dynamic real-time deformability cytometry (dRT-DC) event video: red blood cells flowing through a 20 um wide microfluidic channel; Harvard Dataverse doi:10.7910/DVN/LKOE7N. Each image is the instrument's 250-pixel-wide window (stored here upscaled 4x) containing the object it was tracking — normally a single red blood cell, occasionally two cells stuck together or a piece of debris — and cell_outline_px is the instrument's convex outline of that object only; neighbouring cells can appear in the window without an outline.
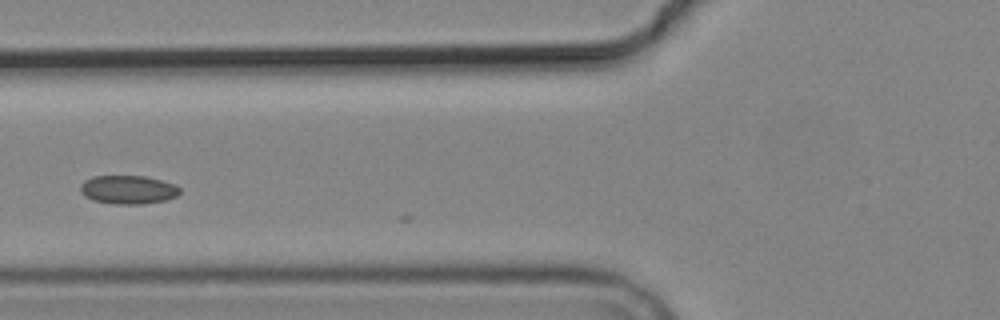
{"species": "common noctule bat (a hibernating species)", "species_latin": "Nyctalus noctula", "temperature_condition": "cold", "stored_images_in_passage": 7, "camera_frame_rate_fps": 3000, "um_per_image_px": 0.085, "animal": {"sex": "male", "body_mass_g": 19.2, "forearm_length_mm": 51.8}, "frame": {"image": 1, "passage_image": 6, "time_ms": 6.0, "image_size_px": [1000, 320], "cell_outline_px": [[180, 192], [176, 196], [164, 200], [140, 204], [112, 204], [92, 200], [84, 196], [80, 192], [80, 184], [84, 180], [92, 176], [144, 176], [176, 184], [180, 188]], "centroid_in_image_um": [10.85, 16.12], "position_along_channel_um": 115.0, "area_um2": 16.65}}
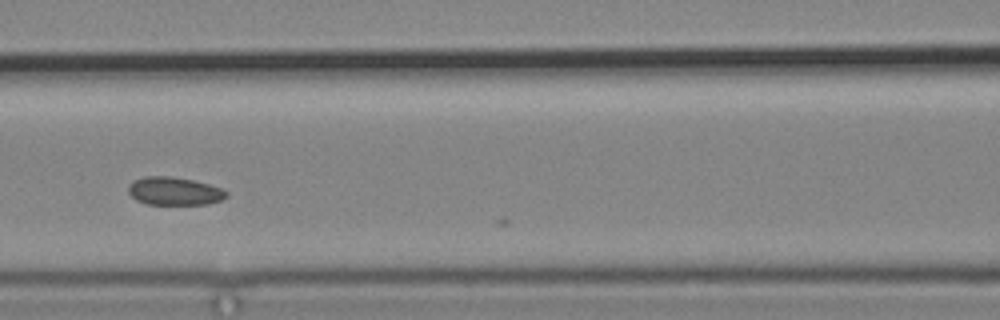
{"frame": {"image": 2, "passage_image": 7, "time_ms": 7.0, "image_size_px": [1000, 320], "cell_outline_px": [[228, 196], [220, 200], [208, 204], [148, 204], [136, 200], [128, 192], [128, 184], [132, 180], [144, 176], [172, 176], [192, 180], [224, 188], [228, 192]], "centroid_in_image_um": [14.81, 16.23], "position_along_channel_um": 151.8, "area_um2": 16.18}}